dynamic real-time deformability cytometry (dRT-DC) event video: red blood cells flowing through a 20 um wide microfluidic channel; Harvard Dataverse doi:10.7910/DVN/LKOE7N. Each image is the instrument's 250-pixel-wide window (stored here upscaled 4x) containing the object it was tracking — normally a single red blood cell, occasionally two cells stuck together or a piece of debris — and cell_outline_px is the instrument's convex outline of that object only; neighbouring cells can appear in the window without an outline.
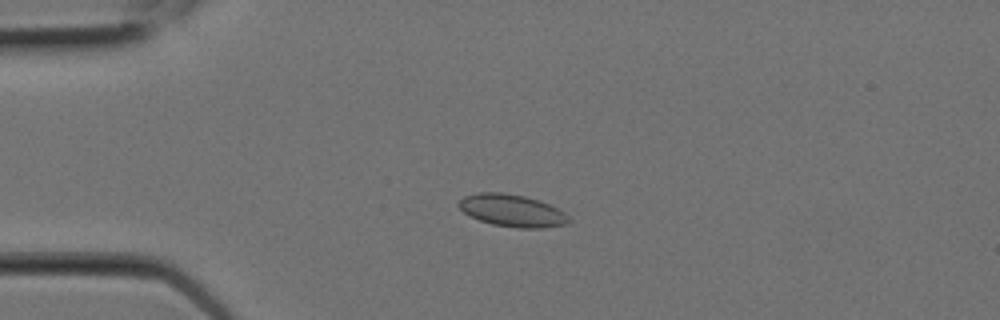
{"species": "Egyptian fruit bat (a non-hibernating species)", "species_latin": "Rousettus aegyptiacus", "temperature_condition": "room temperature", "stored_images_in_passage": 4, "camera_frame_rate_fps": 3000, "um_per_image_px": 0.085, "animal": {"sex": "female"}, "frame": {"image": 1, "passage_image": 3, "time_ms": 0.667, "image_size_px": [1000, 320], "cell_outline_px": [[572, 220], [568, 224], [540, 228], [516, 228], [492, 224], [480, 220], [464, 212], [456, 204], [464, 196], [480, 192], [504, 192], [524, 196], [540, 200], [564, 212]], "centroid_in_image_um": [43.54, 17.89], "position_along_channel_um": 41.5, "area_um2": 20.69}}